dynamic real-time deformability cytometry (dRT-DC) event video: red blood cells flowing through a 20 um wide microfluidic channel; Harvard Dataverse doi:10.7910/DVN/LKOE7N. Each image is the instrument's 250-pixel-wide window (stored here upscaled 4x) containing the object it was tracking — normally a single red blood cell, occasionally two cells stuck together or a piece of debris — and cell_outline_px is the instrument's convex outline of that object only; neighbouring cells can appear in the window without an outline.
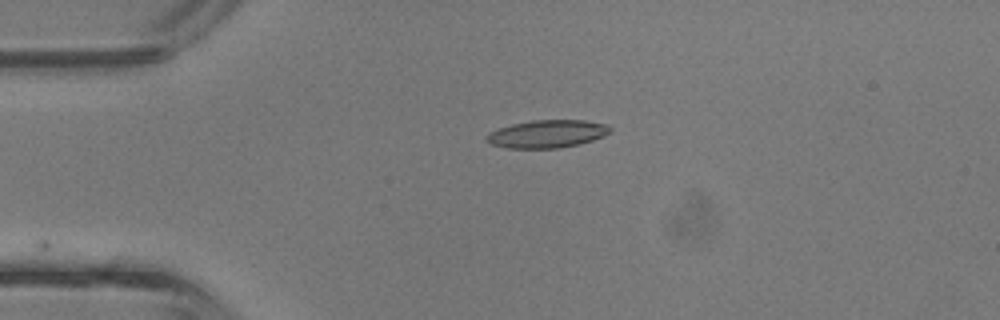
{"species": "common noctule bat (a hibernating species)", "species_latin": "Nyctalus noctula", "temperature_condition": "room temperature", "stored_images_in_passage": 4, "camera_frame_rate_fps": 3000, "um_per_image_px": 0.085, "animal": {"sex": "male", "body_mass_g": 13.3}, "frame": {"image": 1, "passage_image": 3, "time_ms": 0.667, "image_size_px": [1000, 320], "cell_outline_px": [[612, 132], [604, 136], [592, 140], [560, 148], [508, 148], [492, 144], [484, 140], [484, 136], [488, 132], [512, 124], [532, 120], [584, 120], [608, 124], [612, 128]], "centroid_in_image_um": [46.51, 11.37], "position_along_channel_um": 38.5, "area_um2": 20.11}}